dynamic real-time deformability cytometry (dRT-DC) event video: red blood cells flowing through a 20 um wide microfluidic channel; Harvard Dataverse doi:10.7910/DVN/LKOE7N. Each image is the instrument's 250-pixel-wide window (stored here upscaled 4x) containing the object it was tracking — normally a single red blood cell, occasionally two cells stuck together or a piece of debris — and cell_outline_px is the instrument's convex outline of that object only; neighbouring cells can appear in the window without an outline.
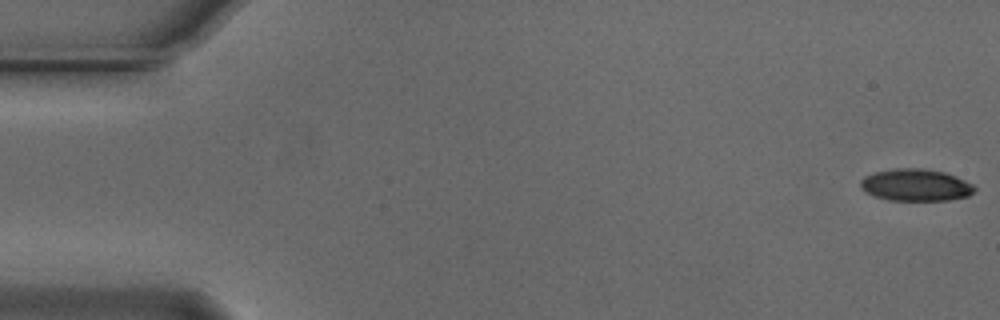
{"species": "Egyptian fruit bat (a non-hibernating species)", "species_latin": "Rousettus aegyptiacus", "temperature_condition": "cold", "stored_images_in_passage": 55, "camera_frame_rate_fps": 3000, "um_per_image_px": 0.085, "animal": {"sex": "male"}, "frame": {"image": 1, "passage_image": 1, "time_ms": 0.0, "image_size_px": [1000, 320], "cell_outline_px": [[976, 188], [968, 196], [948, 200], [888, 200], [876, 196], [860, 188], [860, 180], [864, 176], [876, 172], [896, 168], [924, 168], [944, 172], [956, 176], [972, 184]], "centroid_in_image_um": [77.83, 15.72], "position_along_channel_um": 7.2, "area_um2": 21.15}}
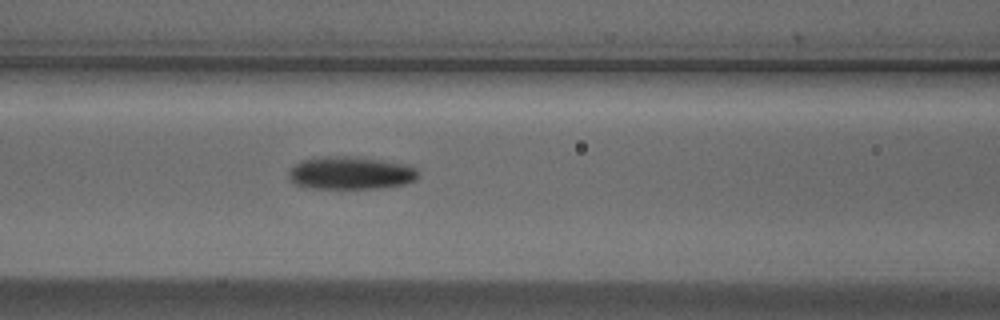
{"frame": {"image": 2, "passage_image": 23, "time_ms": 7.333, "image_size_px": [1000, 320], "cell_outline_px": [[420, 176], [416, 180], [404, 184], [380, 188], [312, 188], [296, 184], [288, 176], [288, 172], [300, 160], [320, 156], [356, 156], [412, 164], [420, 172]], "centroid_in_image_um": [29.88, 14.68], "position_along_channel_um": 136.7, "area_um2": 25.2}}
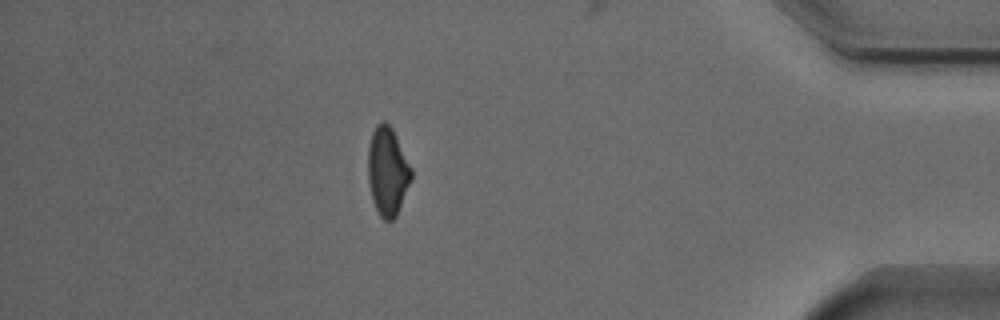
{"frame": {"image": 3, "passage_image": 48, "time_ms": 15.667, "image_size_px": [1000, 320], "cell_outline_px": [[412, 180], [396, 216], [392, 220], [384, 220], [380, 216], [372, 200], [368, 180], [368, 148], [372, 132], [376, 124], [384, 120], [392, 128], [412, 168]], "centroid_in_image_um": [32.94, 14.55], "position_along_channel_um": 402.3, "area_um2": 22.37}, "authors_computed_cell_mechanics": {"area_um2": 22.6576, "velocity_mm_per_s": 3.7395, "shape_relaxation_time_tau1_ms": 3.3766, "shape_relaxation_time_tau2_ms": 9.8252, "deformation_change_tau1": 0.1337, "deformation_change_tau2": 0.1831}}